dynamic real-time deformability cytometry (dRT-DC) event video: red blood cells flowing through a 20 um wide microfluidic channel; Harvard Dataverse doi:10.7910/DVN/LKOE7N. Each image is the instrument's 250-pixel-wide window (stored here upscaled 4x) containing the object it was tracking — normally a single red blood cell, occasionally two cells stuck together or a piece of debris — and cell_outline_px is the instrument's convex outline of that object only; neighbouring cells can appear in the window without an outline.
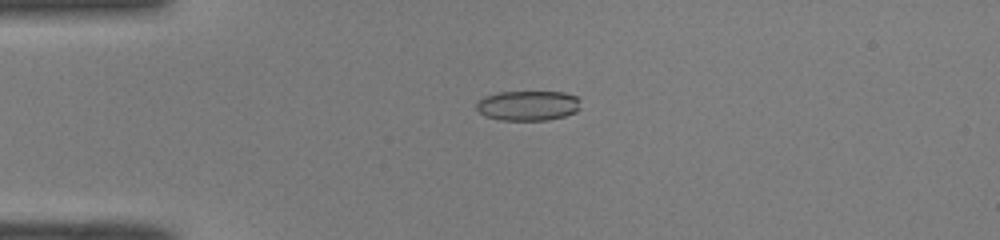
{"species": "common noctule bat (a hibernating species)", "species_latin": "Nyctalus noctula", "temperature_condition": "room temperature", "stored_images_in_passage": 50, "camera_frame_rate_fps": 3000, "um_per_image_px": 0.085, "animal": {"sex": "male", "body_mass_g": 19.0, "forearm_length_mm": 50.8}, "frame": {"image": 1, "passage_image": 13, "time_ms": 4.0, "image_size_px": [1000, 240], "cell_outline_px": [[580, 108], [576, 112], [564, 116], [548, 120], [500, 120], [484, 116], [476, 108], [476, 104], [484, 96], [496, 92], [564, 92], [576, 96], [580, 100]], "centroid_in_image_um": [44.88, 8.97], "position_along_channel_um": 40.1, "area_um2": 18.32}}
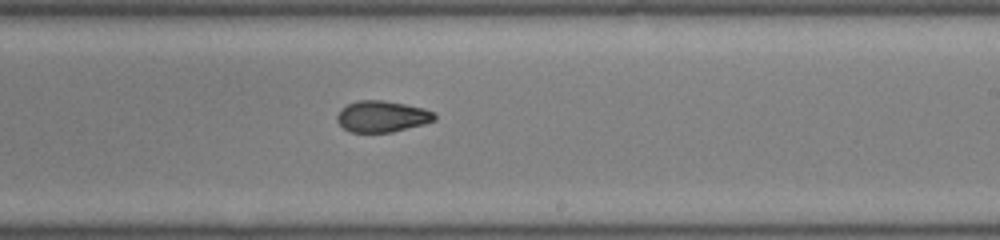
{"frame": {"image": 2, "passage_image": 31, "time_ms": 10.0, "image_size_px": [1000, 240], "cell_outline_px": [[436, 120], [424, 124], [392, 132], [348, 132], [336, 120], [336, 116], [340, 108], [348, 104], [360, 100], [384, 100], [424, 108], [436, 112]], "centroid_in_image_um": [32.48, 9.89], "position_along_channel_um": 256.5, "area_um2": 17.92}}
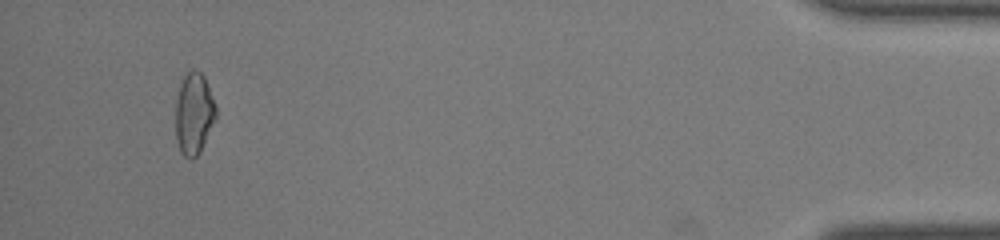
{"frame": {"image": 3, "passage_image": 48, "time_ms": 15.667, "image_size_px": [1000, 240], "cell_outline_px": [[216, 120], [200, 152], [192, 160], [188, 160], [180, 152], [176, 140], [176, 100], [180, 84], [184, 76], [192, 68], [200, 72], [204, 76], [216, 108]], "centroid_in_image_um": [16.48, 9.7], "position_along_channel_um": 418.7, "area_um2": 19.31}, "authors_computed_cell_mechanics": {"area_um2": 18.6405, "velocity_mm_per_s": 4.1148, "shape_relaxation_time_tau1_ms": null, "shape_relaxation_time_tau2_ms": 1.9321, "deformation_change_tau1": null, "deformation_change_tau2": 0.061}}